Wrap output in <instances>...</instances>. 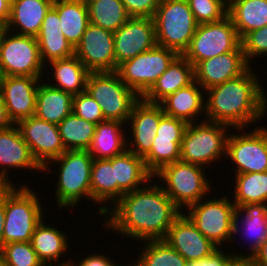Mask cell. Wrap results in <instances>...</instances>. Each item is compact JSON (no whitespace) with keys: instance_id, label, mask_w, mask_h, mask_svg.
Here are the masks:
<instances>
[{"instance_id":"cell-1","label":"cell","mask_w":267,"mask_h":266,"mask_svg":"<svg viewBox=\"0 0 267 266\" xmlns=\"http://www.w3.org/2000/svg\"><path fill=\"white\" fill-rule=\"evenodd\" d=\"M162 185L145 186L124 194L103 216L104 225L137 241L164 240L173 221L182 213Z\"/></svg>"},{"instance_id":"cell-2","label":"cell","mask_w":267,"mask_h":266,"mask_svg":"<svg viewBox=\"0 0 267 266\" xmlns=\"http://www.w3.org/2000/svg\"><path fill=\"white\" fill-rule=\"evenodd\" d=\"M249 68L241 76L207 90L204 120L235 128H250L267 112V96L259 77ZM245 126V127H244Z\"/></svg>"},{"instance_id":"cell-3","label":"cell","mask_w":267,"mask_h":266,"mask_svg":"<svg viewBox=\"0 0 267 266\" xmlns=\"http://www.w3.org/2000/svg\"><path fill=\"white\" fill-rule=\"evenodd\" d=\"M16 186H5L3 245L30 242L36 226L43 219L41 200L36 192L26 185Z\"/></svg>"},{"instance_id":"cell-4","label":"cell","mask_w":267,"mask_h":266,"mask_svg":"<svg viewBox=\"0 0 267 266\" xmlns=\"http://www.w3.org/2000/svg\"><path fill=\"white\" fill-rule=\"evenodd\" d=\"M153 19L157 45L183 55L198 25L188 1L161 0Z\"/></svg>"},{"instance_id":"cell-5","label":"cell","mask_w":267,"mask_h":266,"mask_svg":"<svg viewBox=\"0 0 267 266\" xmlns=\"http://www.w3.org/2000/svg\"><path fill=\"white\" fill-rule=\"evenodd\" d=\"M59 164L55 196L60 208L75 207L82 198L91 199V168L93 157L88 151L66 150L52 160Z\"/></svg>"},{"instance_id":"cell-6","label":"cell","mask_w":267,"mask_h":266,"mask_svg":"<svg viewBox=\"0 0 267 266\" xmlns=\"http://www.w3.org/2000/svg\"><path fill=\"white\" fill-rule=\"evenodd\" d=\"M188 124L181 143L180 160L205 167L226 158L227 130L223 123L202 120Z\"/></svg>"},{"instance_id":"cell-7","label":"cell","mask_w":267,"mask_h":266,"mask_svg":"<svg viewBox=\"0 0 267 266\" xmlns=\"http://www.w3.org/2000/svg\"><path fill=\"white\" fill-rule=\"evenodd\" d=\"M205 174V168L179 160L163 166L153 177L165 182L164 192L184 211L185 206L199 202L212 190Z\"/></svg>"},{"instance_id":"cell-8","label":"cell","mask_w":267,"mask_h":266,"mask_svg":"<svg viewBox=\"0 0 267 266\" xmlns=\"http://www.w3.org/2000/svg\"><path fill=\"white\" fill-rule=\"evenodd\" d=\"M86 92L100 105L105 120L127 123L140 97L114 72H90Z\"/></svg>"},{"instance_id":"cell-9","label":"cell","mask_w":267,"mask_h":266,"mask_svg":"<svg viewBox=\"0 0 267 266\" xmlns=\"http://www.w3.org/2000/svg\"><path fill=\"white\" fill-rule=\"evenodd\" d=\"M230 200L226 195L207 201L203 198L186 208V216L218 248H222L225 242L237 240L233 238L236 206Z\"/></svg>"},{"instance_id":"cell-10","label":"cell","mask_w":267,"mask_h":266,"mask_svg":"<svg viewBox=\"0 0 267 266\" xmlns=\"http://www.w3.org/2000/svg\"><path fill=\"white\" fill-rule=\"evenodd\" d=\"M233 50H243L241 39L227 15L223 19L197 25L194 36L183 56L195 67L200 61Z\"/></svg>"},{"instance_id":"cell-11","label":"cell","mask_w":267,"mask_h":266,"mask_svg":"<svg viewBox=\"0 0 267 266\" xmlns=\"http://www.w3.org/2000/svg\"><path fill=\"white\" fill-rule=\"evenodd\" d=\"M44 70L36 37L6 29L0 47V76L42 77Z\"/></svg>"},{"instance_id":"cell-12","label":"cell","mask_w":267,"mask_h":266,"mask_svg":"<svg viewBox=\"0 0 267 266\" xmlns=\"http://www.w3.org/2000/svg\"><path fill=\"white\" fill-rule=\"evenodd\" d=\"M177 56L174 50L156 45L121 63L116 72L121 80L142 98Z\"/></svg>"},{"instance_id":"cell-13","label":"cell","mask_w":267,"mask_h":266,"mask_svg":"<svg viewBox=\"0 0 267 266\" xmlns=\"http://www.w3.org/2000/svg\"><path fill=\"white\" fill-rule=\"evenodd\" d=\"M258 127L245 134L244 128H235L241 134L228 135L226 157L235 163V174L267 171V128Z\"/></svg>"},{"instance_id":"cell-14","label":"cell","mask_w":267,"mask_h":266,"mask_svg":"<svg viewBox=\"0 0 267 266\" xmlns=\"http://www.w3.org/2000/svg\"><path fill=\"white\" fill-rule=\"evenodd\" d=\"M17 126L44 172L51 168L52 160L66 151L56 124L32 116L20 120Z\"/></svg>"},{"instance_id":"cell-15","label":"cell","mask_w":267,"mask_h":266,"mask_svg":"<svg viewBox=\"0 0 267 266\" xmlns=\"http://www.w3.org/2000/svg\"><path fill=\"white\" fill-rule=\"evenodd\" d=\"M74 55L90 72L117 71L114 33L91 23L75 46Z\"/></svg>"},{"instance_id":"cell-16","label":"cell","mask_w":267,"mask_h":266,"mask_svg":"<svg viewBox=\"0 0 267 266\" xmlns=\"http://www.w3.org/2000/svg\"><path fill=\"white\" fill-rule=\"evenodd\" d=\"M183 120L164 115L150 151L143 157L146 169L154 175L163 166L180 160L182 138L187 127Z\"/></svg>"},{"instance_id":"cell-17","label":"cell","mask_w":267,"mask_h":266,"mask_svg":"<svg viewBox=\"0 0 267 266\" xmlns=\"http://www.w3.org/2000/svg\"><path fill=\"white\" fill-rule=\"evenodd\" d=\"M157 45L153 18L130 17L114 32L116 68Z\"/></svg>"},{"instance_id":"cell-18","label":"cell","mask_w":267,"mask_h":266,"mask_svg":"<svg viewBox=\"0 0 267 266\" xmlns=\"http://www.w3.org/2000/svg\"><path fill=\"white\" fill-rule=\"evenodd\" d=\"M41 77L0 76V93L14 124L35 116L37 91Z\"/></svg>"},{"instance_id":"cell-19","label":"cell","mask_w":267,"mask_h":266,"mask_svg":"<svg viewBox=\"0 0 267 266\" xmlns=\"http://www.w3.org/2000/svg\"><path fill=\"white\" fill-rule=\"evenodd\" d=\"M158 103H150L140 98L133 106L129 119L131 138H127V150L144 157L151 149L157 135L160 119L164 116ZM130 145V146H129Z\"/></svg>"},{"instance_id":"cell-20","label":"cell","mask_w":267,"mask_h":266,"mask_svg":"<svg viewBox=\"0 0 267 266\" xmlns=\"http://www.w3.org/2000/svg\"><path fill=\"white\" fill-rule=\"evenodd\" d=\"M0 186L13 185L6 169H26L43 172L24 141L17 124L0 130Z\"/></svg>"},{"instance_id":"cell-21","label":"cell","mask_w":267,"mask_h":266,"mask_svg":"<svg viewBox=\"0 0 267 266\" xmlns=\"http://www.w3.org/2000/svg\"><path fill=\"white\" fill-rule=\"evenodd\" d=\"M250 67L243 50H233L200 61L194 67V80L207 90L215 85L237 78L244 74Z\"/></svg>"},{"instance_id":"cell-22","label":"cell","mask_w":267,"mask_h":266,"mask_svg":"<svg viewBox=\"0 0 267 266\" xmlns=\"http://www.w3.org/2000/svg\"><path fill=\"white\" fill-rule=\"evenodd\" d=\"M164 240L181 254L187 262L201 260L218 249L196 228L186 216V212H182L173 221Z\"/></svg>"},{"instance_id":"cell-23","label":"cell","mask_w":267,"mask_h":266,"mask_svg":"<svg viewBox=\"0 0 267 266\" xmlns=\"http://www.w3.org/2000/svg\"><path fill=\"white\" fill-rule=\"evenodd\" d=\"M115 174V203L126 193L143 187L152 179L153 175L146 169L144 159L133 152L124 153L108 159ZM142 184V186H141Z\"/></svg>"},{"instance_id":"cell-24","label":"cell","mask_w":267,"mask_h":266,"mask_svg":"<svg viewBox=\"0 0 267 266\" xmlns=\"http://www.w3.org/2000/svg\"><path fill=\"white\" fill-rule=\"evenodd\" d=\"M241 216H244L243 221L241 220ZM233 230V238L237 236L236 234L238 232L241 233L240 230L243 231L242 233L245 234L243 236H245L246 239L249 238L247 240L250 243L248 249L252 254L246 256L251 258L258 251L261 244L267 240V204L257 203L239 205L235 211Z\"/></svg>"},{"instance_id":"cell-25","label":"cell","mask_w":267,"mask_h":266,"mask_svg":"<svg viewBox=\"0 0 267 266\" xmlns=\"http://www.w3.org/2000/svg\"><path fill=\"white\" fill-rule=\"evenodd\" d=\"M53 2L54 0H12L6 29L11 32L18 30L16 34L36 37Z\"/></svg>"},{"instance_id":"cell-26","label":"cell","mask_w":267,"mask_h":266,"mask_svg":"<svg viewBox=\"0 0 267 266\" xmlns=\"http://www.w3.org/2000/svg\"><path fill=\"white\" fill-rule=\"evenodd\" d=\"M203 89L195 80L184 88L168 95L159 104L165 115L193 123L200 113H205ZM204 111V112H203ZM198 115V116H197Z\"/></svg>"},{"instance_id":"cell-27","label":"cell","mask_w":267,"mask_h":266,"mask_svg":"<svg viewBox=\"0 0 267 266\" xmlns=\"http://www.w3.org/2000/svg\"><path fill=\"white\" fill-rule=\"evenodd\" d=\"M43 220L36 226L30 241L38 259L44 266H70L73 260H63L64 263L58 261L62 254L68 252L67 234L57 230V227L45 224Z\"/></svg>"},{"instance_id":"cell-28","label":"cell","mask_w":267,"mask_h":266,"mask_svg":"<svg viewBox=\"0 0 267 266\" xmlns=\"http://www.w3.org/2000/svg\"><path fill=\"white\" fill-rule=\"evenodd\" d=\"M193 81L194 66L183 55H178L142 98L147 102L159 104L168 95Z\"/></svg>"},{"instance_id":"cell-29","label":"cell","mask_w":267,"mask_h":266,"mask_svg":"<svg viewBox=\"0 0 267 266\" xmlns=\"http://www.w3.org/2000/svg\"><path fill=\"white\" fill-rule=\"evenodd\" d=\"M124 123L117 120H105L95 127V133L88 152L93 159H111L127 150V135ZM123 128V129H121Z\"/></svg>"},{"instance_id":"cell-30","label":"cell","mask_w":267,"mask_h":266,"mask_svg":"<svg viewBox=\"0 0 267 266\" xmlns=\"http://www.w3.org/2000/svg\"><path fill=\"white\" fill-rule=\"evenodd\" d=\"M73 95L49 83H39L35 116L58 125L72 113Z\"/></svg>"},{"instance_id":"cell-31","label":"cell","mask_w":267,"mask_h":266,"mask_svg":"<svg viewBox=\"0 0 267 266\" xmlns=\"http://www.w3.org/2000/svg\"><path fill=\"white\" fill-rule=\"evenodd\" d=\"M228 15L242 39L267 25V0H228Z\"/></svg>"},{"instance_id":"cell-32","label":"cell","mask_w":267,"mask_h":266,"mask_svg":"<svg viewBox=\"0 0 267 266\" xmlns=\"http://www.w3.org/2000/svg\"><path fill=\"white\" fill-rule=\"evenodd\" d=\"M53 7L58 11L65 38L75 48L89 24L86 0H54Z\"/></svg>"},{"instance_id":"cell-33","label":"cell","mask_w":267,"mask_h":266,"mask_svg":"<svg viewBox=\"0 0 267 266\" xmlns=\"http://www.w3.org/2000/svg\"><path fill=\"white\" fill-rule=\"evenodd\" d=\"M48 63H50L49 67L52 66L50 70H54L52 71L54 72L52 77L54 76L53 81L57 84L51 83V86L68 92L73 96L86 91V83L90 71L75 55Z\"/></svg>"},{"instance_id":"cell-34","label":"cell","mask_w":267,"mask_h":266,"mask_svg":"<svg viewBox=\"0 0 267 266\" xmlns=\"http://www.w3.org/2000/svg\"><path fill=\"white\" fill-rule=\"evenodd\" d=\"M91 200L94 203H104L98 208L100 216L105 215L109 205L115 204V174L111 162L106 159H93L91 168ZM110 203L107 205V202ZM107 206H106V205Z\"/></svg>"},{"instance_id":"cell-35","label":"cell","mask_w":267,"mask_h":266,"mask_svg":"<svg viewBox=\"0 0 267 266\" xmlns=\"http://www.w3.org/2000/svg\"><path fill=\"white\" fill-rule=\"evenodd\" d=\"M57 126L66 150H88L95 133L96 124L82 119L72 112Z\"/></svg>"},{"instance_id":"cell-36","label":"cell","mask_w":267,"mask_h":266,"mask_svg":"<svg viewBox=\"0 0 267 266\" xmlns=\"http://www.w3.org/2000/svg\"><path fill=\"white\" fill-rule=\"evenodd\" d=\"M89 23L115 32L130 18L121 0H86Z\"/></svg>"},{"instance_id":"cell-37","label":"cell","mask_w":267,"mask_h":266,"mask_svg":"<svg viewBox=\"0 0 267 266\" xmlns=\"http://www.w3.org/2000/svg\"><path fill=\"white\" fill-rule=\"evenodd\" d=\"M234 204H267V171L235 174Z\"/></svg>"},{"instance_id":"cell-38","label":"cell","mask_w":267,"mask_h":266,"mask_svg":"<svg viewBox=\"0 0 267 266\" xmlns=\"http://www.w3.org/2000/svg\"><path fill=\"white\" fill-rule=\"evenodd\" d=\"M137 266H186L187 260L165 240L143 241Z\"/></svg>"},{"instance_id":"cell-39","label":"cell","mask_w":267,"mask_h":266,"mask_svg":"<svg viewBox=\"0 0 267 266\" xmlns=\"http://www.w3.org/2000/svg\"><path fill=\"white\" fill-rule=\"evenodd\" d=\"M196 23L216 22L228 15V0H187Z\"/></svg>"},{"instance_id":"cell-40","label":"cell","mask_w":267,"mask_h":266,"mask_svg":"<svg viewBox=\"0 0 267 266\" xmlns=\"http://www.w3.org/2000/svg\"><path fill=\"white\" fill-rule=\"evenodd\" d=\"M7 266H44L38 259L31 242H12L3 245L0 251Z\"/></svg>"},{"instance_id":"cell-41","label":"cell","mask_w":267,"mask_h":266,"mask_svg":"<svg viewBox=\"0 0 267 266\" xmlns=\"http://www.w3.org/2000/svg\"><path fill=\"white\" fill-rule=\"evenodd\" d=\"M42 62L65 59L74 55V47L64 35L54 37H36ZM47 62V63H46Z\"/></svg>"},{"instance_id":"cell-42","label":"cell","mask_w":267,"mask_h":266,"mask_svg":"<svg viewBox=\"0 0 267 266\" xmlns=\"http://www.w3.org/2000/svg\"><path fill=\"white\" fill-rule=\"evenodd\" d=\"M72 112L96 125L105 121L100 105L86 91L73 96Z\"/></svg>"},{"instance_id":"cell-43","label":"cell","mask_w":267,"mask_h":266,"mask_svg":"<svg viewBox=\"0 0 267 266\" xmlns=\"http://www.w3.org/2000/svg\"><path fill=\"white\" fill-rule=\"evenodd\" d=\"M241 46L250 65V61L256 56L258 58L267 55V25L247 33L241 39Z\"/></svg>"},{"instance_id":"cell-44","label":"cell","mask_w":267,"mask_h":266,"mask_svg":"<svg viewBox=\"0 0 267 266\" xmlns=\"http://www.w3.org/2000/svg\"><path fill=\"white\" fill-rule=\"evenodd\" d=\"M130 17L153 18L161 0H121Z\"/></svg>"},{"instance_id":"cell-45","label":"cell","mask_w":267,"mask_h":266,"mask_svg":"<svg viewBox=\"0 0 267 266\" xmlns=\"http://www.w3.org/2000/svg\"><path fill=\"white\" fill-rule=\"evenodd\" d=\"M64 35L60 27L58 11L52 6L47 12L36 37H54Z\"/></svg>"},{"instance_id":"cell-46","label":"cell","mask_w":267,"mask_h":266,"mask_svg":"<svg viewBox=\"0 0 267 266\" xmlns=\"http://www.w3.org/2000/svg\"><path fill=\"white\" fill-rule=\"evenodd\" d=\"M228 254L225 255V252L221 251V248H218L210 256L198 261L187 262L186 266H224V264L233 256L231 253Z\"/></svg>"},{"instance_id":"cell-47","label":"cell","mask_w":267,"mask_h":266,"mask_svg":"<svg viewBox=\"0 0 267 266\" xmlns=\"http://www.w3.org/2000/svg\"><path fill=\"white\" fill-rule=\"evenodd\" d=\"M110 259V257L105 256L103 254H91L87 257H84L83 260H80L78 264L73 261L70 266H118L115 261Z\"/></svg>"},{"instance_id":"cell-48","label":"cell","mask_w":267,"mask_h":266,"mask_svg":"<svg viewBox=\"0 0 267 266\" xmlns=\"http://www.w3.org/2000/svg\"><path fill=\"white\" fill-rule=\"evenodd\" d=\"M251 259L253 266H267V240L261 244Z\"/></svg>"},{"instance_id":"cell-49","label":"cell","mask_w":267,"mask_h":266,"mask_svg":"<svg viewBox=\"0 0 267 266\" xmlns=\"http://www.w3.org/2000/svg\"><path fill=\"white\" fill-rule=\"evenodd\" d=\"M4 221H5V186H0V251L3 248Z\"/></svg>"},{"instance_id":"cell-50","label":"cell","mask_w":267,"mask_h":266,"mask_svg":"<svg viewBox=\"0 0 267 266\" xmlns=\"http://www.w3.org/2000/svg\"><path fill=\"white\" fill-rule=\"evenodd\" d=\"M233 256L224 264V266H253L252 259L242 254L232 253Z\"/></svg>"},{"instance_id":"cell-51","label":"cell","mask_w":267,"mask_h":266,"mask_svg":"<svg viewBox=\"0 0 267 266\" xmlns=\"http://www.w3.org/2000/svg\"><path fill=\"white\" fill-rule=\"evenodd\" d=\"M12 0H0V24L6 25L10 19Z\"/></svg>"},{"instance_id":"cell-52","label":"cell","mask_w":267,"mask_h":266,"mask_svg":"<svg viewBox=\"0 0 267 266\" xmlns=\"http://www.w3.org/2000/svg\"><path fill=\"white\" fill-rule=\"evenodd\" d=\"M14 123L9 118L6 105L3 102V98L0 93V130L12 126Z\"/></svg>"},{"instance_id":"cell-53","label":"cell","mask_w":267,"mask_h":266,"mask_svg":"<svg viewBox=\"0 0 267 266\" xmlns=\"http://www.w3.org/2000/svg\"><path fill=\"white\" fill-rule=\"evenodd\" d=\"M0 266H7L3 254L0 252Z\"/></svg>"},{"instance_id":"cell-54","label":"cell","mask_w":267,"mask_h":266,"mask_svg":"<svg viewBox=\"0 0 267 266\" xmlns=\"http://www.w3.org/2000/svg\"><path fill=\"white\" fill-rule=\"evenodd\" d=\"M5 30L6 28H0V47H1L2 37H3Z\"/></svg>"},{"instance_id":"cell-55","label":"cell","mask_w":267,"mask_h":266,"mask_svg":"<svg viewBox=\"0 0 267 266\" xmlns=\"http://www.w3.org/2000/svg\"><path fill=\"white\" fill-rule=\"evenodd\" d=\"M131 264V265H130ZM118 266H124L123 264H119ZM126 266V265H125ZM127 266H137V264H136V262H134L133 264L132 263H129V265H127Z\"/></svg>"},{"instance_id":"cell-56","label":"cell","mask_w":267,"mask_h":266,"mask_svg":"<svg viewBox=\"0 0 267 266\" xmlns=\"http://www.w3.org/2000/svg\"><path fill=\"white\" fill-rule=\"evenodd\" d=\"M0 28H6V26H5V25H2V24H0Z\"/></svg>"}]
</instances>
